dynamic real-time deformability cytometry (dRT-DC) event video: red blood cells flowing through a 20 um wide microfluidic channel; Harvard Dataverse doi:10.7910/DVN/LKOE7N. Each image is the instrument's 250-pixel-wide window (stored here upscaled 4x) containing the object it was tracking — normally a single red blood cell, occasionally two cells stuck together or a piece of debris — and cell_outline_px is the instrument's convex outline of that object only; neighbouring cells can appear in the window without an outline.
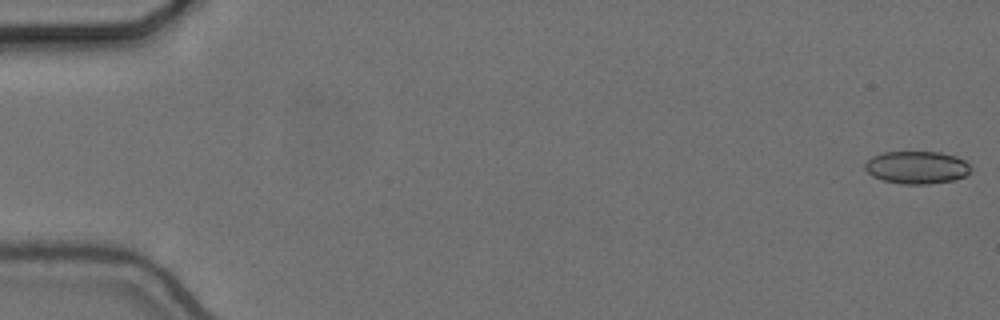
{"species": "common noctule bat (a hibernating species)", "species_latin": "Nyctalus noctula", "temperature_condition": "cold", "stored_images_in_passage": 56, "camera_frame_rate_fps": 3000, "um_per_image_px": 0.085, "animal": {"sex": "female", "body_mass_g": 24.6, "forearm_length_mm": 56.2}, "frame": {"image": 1, "passage_image": 1, "time_ms": 0.0, "image_size_px": [1000, 320], "cell_outline_px": [[972, 172], [964, 176], [952, 180], [928, 184], [904, 184], [884, 180], [872, 176], [864, 168], [864, 164], [872, 156], [884, 152], [940, 152], [956, 156], [964, 160], [972, 168]], "centroid_in_image_um": [77.94, 14.22], "position_along_channel_um": 7.1, "area_um2": 20.11}}
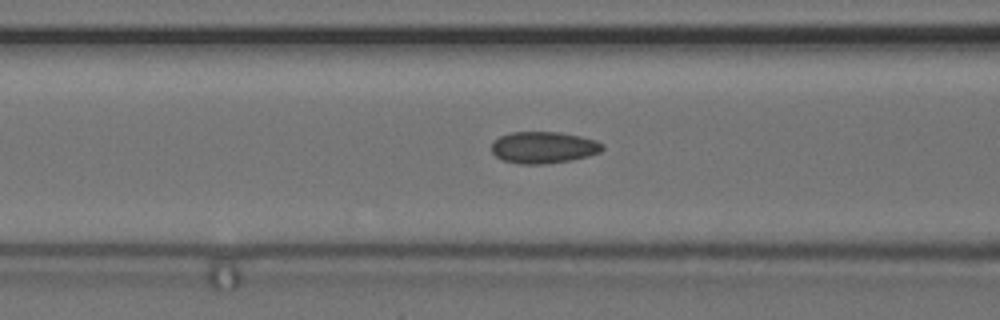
{"frame": {"image": 2, "passage_image": 23, "time_ms": 7.333, "image_size_px": [1000, 320], "cell_outline_px": [[604, 148], [600, 152], [588, 156], [572, 160], [544, 164], [520, 164], [504, 160], [496, 156], [492, 152], [492, 140], [500, 136], [512, 132], [560, 132], [580, 136], [596, 140], [604, 144]], "centroid_in_image_um": [46.21, 12.53], "position_along_channel_um": 120.4, "area_um2": 20.58}}
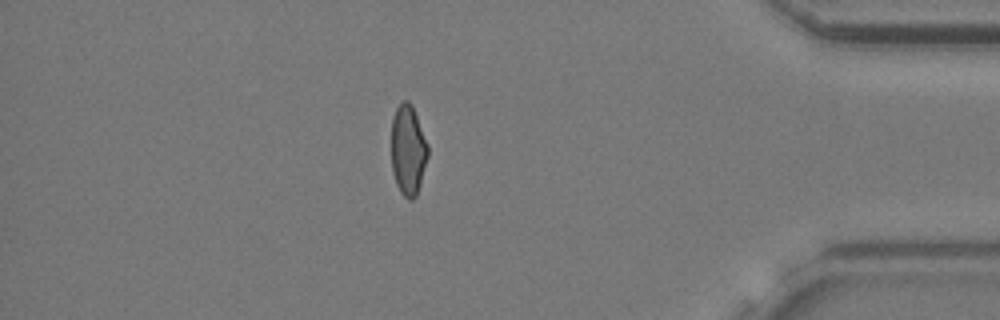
{"frame": {"image": 3, "passage_image": 49, "time_ms": 16.0, "image_size_px": [1000, 320], "cell_outline_px": [[428, 156], [420, 184], [416, 196], [412, 200], [408, 200], [400, 192], [396, 184], [392, 172], [392, 116], [396, 108], [404, 100], [408, 100], [412, 104], [428, 144]], "centroid_in_image_um": [34.68, 12.76], "position_along_channel_um": 400.5, "area_um2": 19.31}, "authors_computed_cell_mechanics": {"area_um2": 20.0566, "velocity_mm_per_s": 3.667, "shape_relaxation_time_tau1_ms": null, "shape_relaxation_time_tau2_ms": 1.8465, "deformation_change_tau1": null, "deformation_change_tau2": 0.0774}}